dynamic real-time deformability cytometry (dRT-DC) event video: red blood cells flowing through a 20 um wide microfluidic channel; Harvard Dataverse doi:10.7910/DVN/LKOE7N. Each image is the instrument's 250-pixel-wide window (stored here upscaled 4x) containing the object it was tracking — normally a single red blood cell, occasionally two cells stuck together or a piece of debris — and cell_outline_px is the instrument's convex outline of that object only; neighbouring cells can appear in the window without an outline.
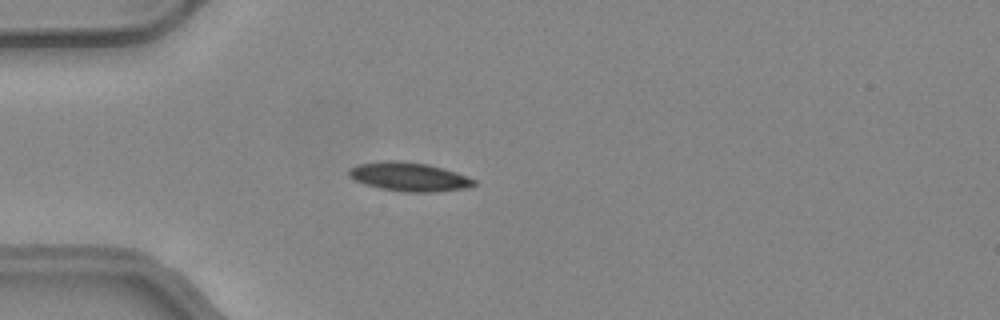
{"species": "common noctule bat (a hibernating species)", "species_latin": "Nyctalus noctula", "temperature_condition": "warm", "stored_images_in_passage": 36, "camera_frame_rate_fps": 3000, "um_per_image_px": 0.085, "animal": {"sex": "female", "body_mass_g": 24.6, "forearm_length_mm": 56.2}, "frame": {"image": 1, "passage_image": 1, "time_ms": 0.0, "image_size_px": [1000, 320], "cell_outline_px": [[476, 184], [468, 188], [436, 192], [404, 192], [380, 188], [364, 184], [348, 176], [348, 168], [360, 164], [384, 160], [396, 160], [428, 164], [456, 172], [476, 180]], "centroid_in_image_um": [34.77, 15.03], "position_along_channel_um": 50.2, "area_um2": 21.1}}
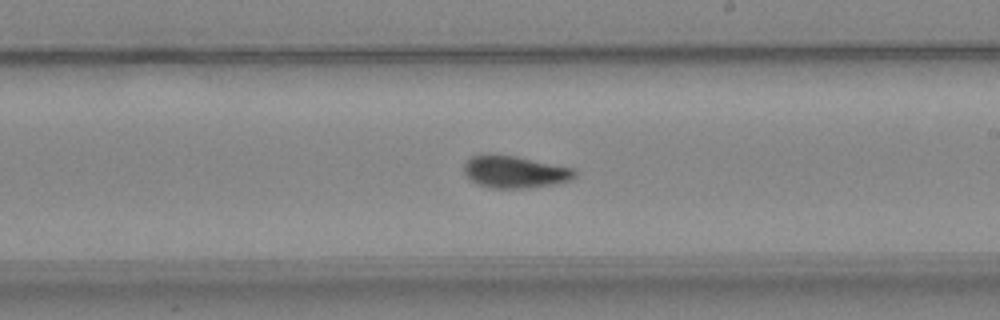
{"frame": {"image": 2, "passage_image": 16, "time_ms": 5.0, "image_size_px": [1000, 320], "cell_outline_px": [[576, 176], [572, 180], [556, 184], [528, 188], [492, 188], [476, 184], [464, 172], [464, 164], [472, 156], [480, 152], [488, 152], [516, 156], [572, 168], [576, 172]], "centroid_in_image_um": [43.73, 14.59], "position_along_channel_um": 245.3, "area_um2": 21.1}}
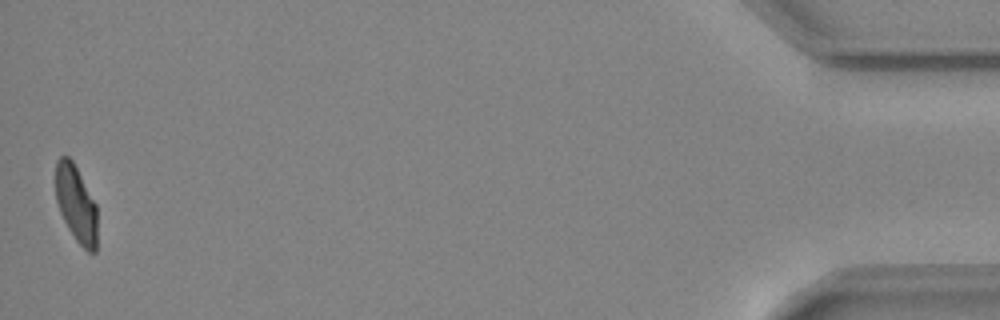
{"frame": {"image": 3, "passage_image": 36, "time_ms": 11.667, "image_size_px": [1000, 320], "cell_outline_px": [[96, 252], [88, 252], [76, 240], [68, 228], [60, 212], [56, 200], [56, 160], [60, 156], [68, 156], [72, 160], [96, 204]], "centroid_in_image_um": [6.46, 17.31], "position_along_channel_um": 428.7, "area_um2": 18.38}, "authors_computed_cell_mechanics": {"area_um2": 20.6924, "velocity_mm_per_s": 4.1682, "shape_relaxation_time_tau1_ms": 6.3756, "shape_relaxation_time_tau2_ms": 1.7404, "deformation_change_tau1": 0.2097, "deformation_change_tau2": 0.0603}}